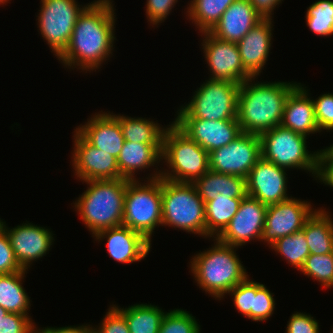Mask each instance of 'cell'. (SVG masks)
<instances>
[{
	"label": "cell",
	"instance_id": "836d02e7",
	"mask_svg": "<svg viewBox=\"0 0 333 333\" xmlns=\"http://www.w3.org/2000/svg\"><path fill=\"white\" fill-rule=\"evenodd\" d=\"M304 275L314 278L322 287H333V253L310 254L300 269Z\"/></svg>",
	"mask_w": 333,
	"mask_h": 333
},
{
	"label": "cell",
	"instance_id": "7a4b0ae2",
	"mask_svg": "<svg viewBox=\"0 0 333 333\" xmlns=\"http://www.w3.org/2000/svg\"><path fill=\"white\" fill-rule=\"evenodd\" d=\"M255 79L240 84L237 120L242 133L260 135L281 124L287 97L299 83Z\"/></svg>",
	"mask_w": 333,
	"mask_h": 333
},
{
	"label": "cell",
	"instance_id": "f907efd6",
	"mask_svg": "<svg viewBox=\"0 0 333 333\" xmlns=\"http://www.w3.org/2000/svg\"><path fill=\"white\" fill-rule=\"evenodd\" d=\"M10 0H0V5H4L5 3H9Z\"/></svg>",
	"mask_w": 333,
	"mask_h": 333
},
{
	"label": "cell",
	"instance_id": "7402d4cb",
	"mask_svg": "<svg viewBox=\"0 0 333 333\" xmlns=\"http://www.w3.org/2000/svg\"><path fill=\"white\" fill-rule=\"evenodd\" d=\"M263 20L248 0H235L210 33L218 39L238 43Z\"/></svg>",
	"mask_w": 333,
	"mask_h": 333
},
{
	"label": "cell",
	"instance_id": "e575fe53",
	"mask_svg": "<svg viewBox=\"0 0 333 333\" xmlns=\"http://www.w3.org/2000/svg\"><path fill=\"white\" fill-rule=\"evenodd\" d=\"M200 325L192 314L173 309L164 315L158 333H201Z\"/></svg>",
	"mask_w": 333,
	"mask_h": 333
},
{
	"label": "cell",
	"instance_id": "6da1fadb",
	"mask_svg": "<svg viewBox=\"0 0 333 333\" xmlns=\"http://www.w3.org/2000/svg\"><path fill=\"white\" fill-rule=\"evenodd\" d=\"M115 10L113 0H94L82 11L67 48L58 57L65 68L87 73L110 59L116 40Z\"/></svg>",
	"mask_w": 333,
	"mask_h": 333
},
{
	"label": "cell",
	"instance_id": "d590c367",
	"mask_svg": "<svg viewBox=\"0 0 333 333\" xmlns=\"http://www.w3.org/2000/svg\"><path fill=\"white\" fill-rule=\"evenodd\" d=\"M275 305L273 293L264 284L256 282V295H253L251 320L255 322L268 320L274 313Z\"/></svg>",
	"mask_w": 333,
	"mask_h": 333
},
{
	"label": "cell",
	"instance_id": "9c48e42d",
	"mask_svg": "<svg viewBox=\"0 0 333 333\" xmlns=\"http://www.w3.org/2000/svg\"><path fill=\"white\" fill-rule=\"evenodd\" d=\"M261 157L285 169L317 174L318 151L307 149V136L279 125L259 135Z\"/></svg>",
	"mask_w": 333,
	"mask_h": 333
},
{
	"label": "cell",
	"instance_id": "8d00e7d4",
	"mask_svg": "<svg viewBox=\"0 0 333 333\" xmlns=\"http://www.w3.org/2000/svg\"><path fill=\"white\" fill-rule=\"evenodd\" d=\"M233 298L235 309L246 318L251 319V308L253 295H256V281L249 279V276L231 289L227 295Z\"/></svg>",
	"mask_w": 333,
	"mask_h": 333
},
{
	"label": "cell",
	"instance_id": "8992f818",
	"mask_svg": "<svg viewBox=\"0 0 333 333\" xmlns=\"http://www.w3.org/2000/svg\"><path fill=\"white\" fill-rule=\"evenodd\" d=\"M162 226L174 227L206 239L205 203L192 183L161 178Z\"/></svg>",
	"mask_w": 333,
	"mask_h": 333
},
{
	"label": "cell",
	"instance_id": "ac0fdd59",
	"mask_svg": "<svg viewBox=\"0 0 333 333\" xmlns=\"http://www.w3.org/2000/svg\"><path fill=\"white\" fill-rule=\"evenodd\" d=\"M173 123L208 153L242 134L238 120L175 119Z\"/></svg>",
	"mask_w": 333,
	"mask_h": 333
},
{
	"label": "cell",
	"instance_id": "cb8c5ba5",
	"mask_svg": "<svg viewBox=\"0 0 333 333\" xmlns=\"http://www.w3.org/2000/svg\"><path fill=\"white\" fill-rule=\"evenodd\" d=\"M307 86L299 83L288 95L281 126L308 137L319 133L314 105Z\"/></svg>",
	"mask_w": 333,
	"mask_h": 333
},
{
	"label": "cell",
	"instance_id": "52a82bcc",
	"mask_svg": "<svg viewBox=\"0 0 333 333\" xmlns=\"http://www.w3.org/2000/svg\"><path fill=\"white\" fill-rule=\"evenodd\" d=\"M145 182L127 180L122 225L151 242L155 228L162 226L161 177Z\"/></svg>",
	"mask_w": 333,
	"mask_h": 333
},
{
	"label": "cell",
	"instance_id": "7bdbcfd3",
	"mask_svg": "<svg viewBox=\"0 0 333 333\" xmlns=\"http://www.w3.org/2000/svg\"><path fill=\"white\" fill-rule=\"evenodd\" d=\"M17 262L6 231L0 234V275L22 271Z\"/></svg>",
	"mask_w": 333,
	"mask_h": 333
},
{
	"label": "cell",
	"instance_id": "d4e9b609",
	"mask_svg": "<svg viewBox=\"0 0 333 333\" xmlns=\"http://www.w3.org/2000/svg\"><path fill=\"white\" fill-rule=\"evenodd\" d=\"M192 184L204 203L215 198H244L248 195L245 178L210 169Z\"/></svg>",
	"mask_w": 333,
	"mask_h": 333
},
{
	"label": "cell",
	"instance_id": "f35d334b",
	"mask_svg": "<svg viewBox=\"0 0 333 333\" xmlns=\"http://www.w3.org/2000/svg\"><path fill=\"white\" fill-rule=\"evenodd\" d=\"M31 316L7 313L0 322V333H35V322Z\"/></svg>",
	"mask_w": 333,
	"mask_h": 333
},
{
	"label": "cell",
	"instance_id": "ee69618b",
	"mask_svg": "<svg viewBox=\"0 0 333 333\" xmlns=\"http://www.w3.org/2000/svg\"><path fill=\"white\" fill-rule=\"evenodd\" d=\"M315 180H320L319 182L333 187V160L322 150H318L317 174Z\"/></svg>",
	"mask_w": 333,
	"mask_h": 333
},
{
	"label": "cell",
	"instance_id": "4316f807",
	"mask_svg": "<svg viewBox=\"0 0 333 333\" xmlns=\"http://www.w3.org/2000/svg\"><path fill=\"white\" fill-rule=\"evenodd\" d=\"M27 271L29 270L0 275V307L9 313L29 315L31 297L22 286Z\"/></svg>",
	"mask_w": 333,
	"mask_h": 333
},
{
	"label": "cell",
	"instance_id": "30bf717a",
	"mask_svg": "<svg viewBox=\"0 0 333 333\" xmlns=\"http://www.w3.org/2000/svg\"><path fill=\"white\" fill-rule=\"evenodd\" d=\"M40 3L37 28L58 58L70 42L79 15L90 3L80 5L76 0H41Z\"/></svg>",
	"mask_w": 333,
	"mask_h": 333
},
{
	"label": "cell",
	"instance_id": "f1b7e54d",
	"mask_svg": "<svg viewBox=\"0 0 333 333\" xmlns=\"http://www.w3.org/2000/svg\"><path fill=\"white\" fill-rule=\"evenodd\" d=\"M126 319L130 333H158L166 312L162 308L137 303L126 308L113 305Z\"/></svg>",
	"mask_w": 333,
	"mask_h": 333
},
{
	"label": "cell",
	"instance_id": "2e32d148",
	"mask_svg": "<svg viewBox=\"0 0 333 333\" xmlns=\"http://www.w3.org/2000/svg\"><path fill=\"white\" fill-rule=\"evenodd\" d=\"M286 171L261 157L246 178L247 194L267 206L289 199Z\"/></svg>",
	"mask_w": 333,
	"mask_h": 333
},
{
	"label": "cell",
	"instance_id": "3957f363",
	"mask_svg": "<svg viewBox=\"0 0 333 333\" xmlns=\"http://www.w3.org/2000/svg\"><path fill=\"white\" fill-rule=\"evenodd\" d=\"M213 240L214 245L195 254L189 265L197 286L220 300L249 275L236 254L239 247Z\"/></svg>",
	"mask_w": 333,
	"mask_h": 333
},
{
	"label": "cell",
	"instance_id": "7dc6e473",
	"mask_svg": "<svg viewBox=\"0 0 333 333\" xmlns=\"http://www.w3.org/2000/svg\"><path fill=\"white\" fill-rule=\"evenodd\" d=\"M330 159L333 160V144L329 147H325L324 149H321Z\"/></svg>",
	"mask_w": 333,
	"mask_h": 333
},
{
	"label": "cell",
	"instance_id": "ab89813d",
	"mask_svg": "<svg viewBox=\"0 0 333 333\" xmlns=\"http://www.w3.org/2000/svg\"><path fill=\"white\" fill-rule=\"evenodd\" d=\"M99 325L94 328L95 333H130L125 317L113 304L110 305Z\"/></svg>",
	"mask_w": 333,
	"mask_h": 333
},
{
	"label": "cell",
	"instance_id": "4dcf8cb0",
	"mask_svg": "<svg viewBox=\"0 0 333 333\" xmlns=\"http://www.w3.org/2000/svg\"><path fill=\"white\" fill-rule=\"evenodd\" d=\"M235 0H191L186 16L199 32H210L219 22L222 14Z\"/></svg>",
	"mask_w": 333,
	"mask_h": 333
},
{
	"label": "cell",
	"instance_id": "ba28073f",
	"mask_svg": "<svg viewBox=\"0 0 333 333\" xmlns=\"http://www.w3.org/2000/svg\"><path fill=\"white\" fill-rule=\"evenodd\" d=\"M190 102L182 105L175 119L237 120L240 84L205 80Z\"/></svg>",
	"mask_w": 333,
	"mask_h": 333
},
{
	"label": "cell",
	"instance_id": "bcb514c9",
	"mask_svg": "<svg viewBox=\"0 0 333 333\" xmlns=\"http://www.w3.org/2000/svg\"><path fill=\"white\" fill-rule=\"evenodd\" d=\"M255 8V10L262 16L263 19L273 18L276 6L282 3L283 0H248Z\"/></svg>",
	"mask_w": 333,
	"mask_h": 333
},
{
	"label": "cell",
	"instance_id": "ffe728a7",
	"mask_svg": "<svg viewBox=\"0 0 333 333\" xmlns=\"http://www.w3.org/2000/svg\"><path fill=\"white\" fill-rule=\"evenodd\" d=\"M76 130L94 147L118 158L125 142L119 121L111 112L102 110L90 117Z\"/></svg>",
	"mask_w": 333,
	"mask_h": 333
},
{
	"label": "cell",
	"instance_id": "f546056e",
	"mask_svg": "<svg viewBox=\"0 0 333 333\" xmlns=\"http://www.w3.org/2000/svg\"><path fill=\"white\" fill-rule=\"evenodd\" d=\"M242 198H215L205 203L206 238H216L238 211Z\"/></svg>",
	"mask_w": 333,
	"mask_h": 333
},
{
	"label": "cell",
	"instance_id": "484cf974",
	"mask_svg": "<svg viewBox=\"0 0 333 333\" xmlns=\"http://www.w3.org/2000/svg\"><path fill=\"white\" fill-rule=\"evenodd\" d=\"M328 212L322 207L317 208L305 221L302 231L310 254L333 253V220Z\"/></svg>",
	"mask_w": 333,
	"mask_h": 333
},
{
	"label": "cell",
	"instance_id": "1f68e13d",
	"mask_svg": "<svg viewBox=\"0 0 333 333\" xmlns=\"http://www.w3.org/2000/svg\"><path fill=\"white\" fill-rule=\"evenodd\" d=\"M269 248L277 254L279 253L281 257L283 256L286 262L293 268L298 269V271H300L306 258L310 255L308 243L302 230L279 238Z\"/></svg>",
	"mask_w": 333,
	"mask_h": 333
},
{
	"label": "cell",
	"instance_id": "74e56055",
	"mask_svg": "<svg viewBox=\"0 0 333 333\" xmlns=\"http://www.w3.org/2000/svg\"><path fill=\"white\" fill-rule=\"evenodd\" d=\"M315 111V118L319 131L333 130V93H325L315 100L312 99Z\"/></svg>",
	"mask_w": 333,
	"mask_h": 333
},
{
	"label": "cell",
	"instance_id": "5b68a950",
	"mask_svg": "<svg viewBox=\"0 0 333 333\" xmlns=\"http://www.w3.org/2000/svg\"><path fill=\"white\" fill-rule=\"evenodd\" d=\"M161 160L168 168H162L161 178L172 182L193 183L210 169L209 153L173 122L163 135Z\"/></svg>",
	"mask_w": 333,
	"mask_h": 333
},
{
	"label": "cell",
	"instance_id": "681fc988",
	"mask_svg": "<svg viewBox=\"0 0 333 333\" xmlns=\"http://www.w3.org/2000/svg\"><path fill=\"white\" fill-rule=\"evenodd\" d=\"M7 313H8V312H7L4 308L0 307V322H1V319H2Z\"/></svg>",
	"mask_w": 333,
	"mask_h": 333
},
{
	"label": "cell",
	"instance_id": "44dd1931",
	"mask_svg": "<svg viewBox=\"0 0 333 333\" xmlns=\"http://www.w3.org/2000/svg\"><path fill=\"white\" fill-rule=\"evenodd\" d=\"M273 19H263L238 43L244 69L257 77L264 69L272 45Z\"/></svg>",
	"mask_w": 333,
	"mask_h": 333
},
{
	"label": "cell",
	"instance_id": "d6a6232c",
	"mask_svg": "<svg viewBox=\"0 0 333 333\" xmlns=\"http://www.w3.org/2000/svg\"><path fill=\"white\" fill-rule=\"evenodd\" d=\"M306 25L319 36L333 35V0H318L306 11Z\"/></svg>",
	"mask_w": 333,
	"mask_h": 333
},
{
	"label": "cell",
	"instance_id": "f6af8a7d",
	"mask_svg": "<svg viewBox=\"0 0 333 333\" xmlns=\"http://www.w3.org/2000/svg\"><path fill=\"white\" fill-rule=\"evenodd\" d=\"M94 326L84 324L80 326H65V327H45L38 329L35 325V333H95Z\"/></svg>",
	"mask_w": 333,
	"mask_h": 333
},
{
	"label": "cell",
	"instance_id": "5bb4252c",
	"mask_svg": "<svg viewBox=\"0 0 333 333\" xmlns=\"http://www.w3.org/2000/svg\"><path fill=\"white\" fill-rule=\"evenodd\" d=\"M72 166L76 179L83 181L121 178L117 158L91 145L74 129Z\"/></svg>",
	"mask_w": 333,
	"mask_h": 333
},
{
	"label": "cell",
	"instance_id": "4fadbf2b",
	"mask_svg": "<svg viewBox=\"0 0 333 333\" xmlns=\"http://www.w3.org/2000/svg\"><path fill=\"white\" fill-rule=\"evenodd\" d=\"M307 200L289 199L267 206L261 241L269 247L279 238L301 231L307 218L315 210Z\"/></svg>",
	"mask_w": 333,
	"mask_h": 333
},
{
	"label": "cell",
	"instance_id": "8fae6325",
	"mask_svg": "<svg viewBox=\"0 0 333 333\" xmlns=\"http://www.w3.org/2000/svg\"><path fill=\"white\" fill-rule=\"evenodd\" d=\"M261 158V142L257 134L242 133L234 141L209 152L212 171L247 178Z\"/></svg>",
	"mask_w": 333,
	"mask_h": 333
},
{
	"label": "cell",
	"instance_id": "83f0119b",
	"mask_svg": "<svg viewBox=\"0 0 333 333\" xmlns=\"http://www.w3.org/2000/svg\"><path fill=\"white\" fill-rule=\"evenodd\" d=\"M121 126L125 141L143 144H163L166 126L162 127L157 121L141 117H129L111 113ZM161 125V126H160Z\"/></svg>",
	"mask_w": 333,
	"mask_h": 333
},
{
	"label": "cell",
	"instance_id": "277c9868",
	"mask_svg": "<svg viewBox=\"0 0 333 333\" xmlns=\"http://www.w3.org/2000/svg\"><path fill=\"white\" fill-rule=\"evenodd\" d=\"M84 182L88 187L73 204L92 236L122 225L127 179Z\"/></svg>",
	"mask_w": 333,
	"mask_h": 333
},
{
	"label": "cell",
	"instance_id": "60d3db41",
	"mask_svg": "<svg viewBox=\"0 0 333 333\" xmlns=\"http://www.w3.org/2000/svg\"><path fill=\"white\" fill-rule=\"evenodd\" d=\"M178 0H147L146 17L149 23L154 27L160 25L170 15L172 8Z\"/></svg>",
	"mask_w": 333,
	"mask_h": 333
},
{
	"label": "cell",
	"instance_id": "b9f144b4",
	"mask_svg": "<svg viewBox=\"0 0 333 333\" xmlns=\"http://www.w3.org/2000/svg\"><path fill=\"white\" fill-rule=\"evenodd\" d=\"M319 326L310 314L295 312L290 316L285 333H320Z\"/></svg>",
	"mask_w": 333,
	"mask_h": 333
},
{
	"label": "cell",
	"instance_id": "c3c4849f",
	"mask_svg": "<svg viewBox=\"0 0 333 333\" xmlns=\"http://www.w3.org/2000/svg\"><path fill=\"white\" fill-rule=\"evenodd\" d=\"M6 223L5 221L0 219V234L3 233L5 231V227H6Z\"/></svg>",
	"mask_w": 333,
	"mask_h": 333
},
{
	"label": "cell",
	"instance_id": "9a60e30c",
	"mask_svg": "<svg viewBox=\"0 0 333 333\" xmlns=\"http://www.w3.org/2000/svg\"><path fill=\"white\" fill-rule=\"evenodd\" d=\"M267 205L249 195L242 198L238 211L216 237L221 243L242 247L252 240L261 241Z\"/></svg>",
	"mask_w": 333,
	"mask_h": 333
},
{
	"label": "cell",
	"instance_id": "603a6c76",
	"mask_svg": "<svg viewBox=\"0 0 333 333\" xmlns=\"http://www.w3.org/2000/svg\"><path fill=\"white\" fill-rule=\"evenodd\" d=\"M162 158V144H143L125 141L117 158L118 169L121 178L127 180H137L136 171L149 169V167H157L156 172L153 171L147 180L157 179L161 177V171L158 166ZM159 169V170H158ZM158 170V171H157Z\"/></svg>",
	"mask_w": 333,
	"mask_h": 333
},
{
	"label": "cell",
	"instance_id": "7c38bea8",
	"mask_svg": "<svg viewBox=\"0 0 333 333\" xmlns=\"http://www.w3.org/2000/svg\"><path fill=\"white\" fill-rule=\"evenodd\" d=\"M203 35V36H202ZM201 43L211 80L241 84L252 76L244 69L237 43L216 38L210 32H202Z\"/></svg>",
	"mask_w": 333,
	"mask_h": 333
},
{
	"label": "cell",
	"instance_id": "e0dca14e",
	"mask_svg": "<svg viewBox=\"0 0 333 333\" xmlns=\"http://www.w3.org/2000/svg\"><path fill=\"white\" fill-rule=\"evenodd\" d=\"M5 231L14 256L24 270H28L34 261L45 256L55 241L50 229L33 223H22L11 229L6 226Z\"/></svg>",
	"mask_w": 333,
	"mask_h": 333
},
{
	"label": "cell",
	"instance_id": "d6986e66",
	"mask_svg": "<svg viewBox=\"0 0 333 333\" xmlns=\"http://www.w3.org/2000/svg\"><path fill=\"white\" fill-rule=\"evenodd\" d=\"M93 238L98 242L106 239V248L110 257L125 264L144 259L150 252L152 244L142 234L123 225L101 230Z\"/></svg>",
	"mask_w": 333,
	"mask_h": 333
}]
</instances>
